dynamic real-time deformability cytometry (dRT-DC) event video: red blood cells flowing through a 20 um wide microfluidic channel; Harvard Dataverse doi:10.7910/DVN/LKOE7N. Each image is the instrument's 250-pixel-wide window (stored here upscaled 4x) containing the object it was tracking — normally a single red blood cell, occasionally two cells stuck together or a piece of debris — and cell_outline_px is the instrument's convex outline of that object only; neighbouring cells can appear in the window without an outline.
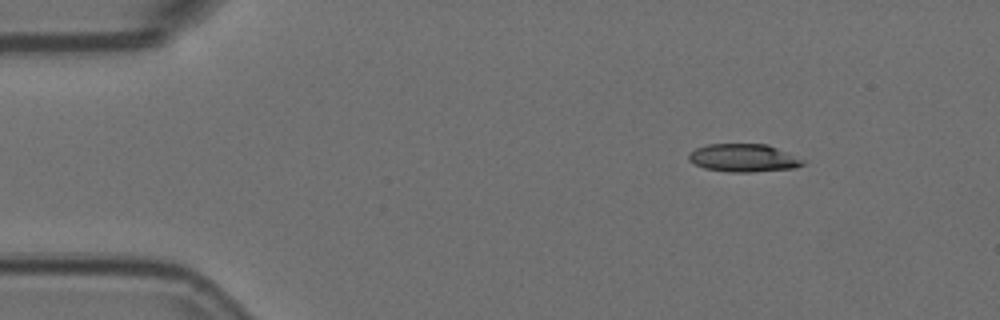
{"species": "Egyptian fruit bat (a non-hibernating species)", "species_latin": "Rousettus aegyptiacus", "temperature_condition": "room temperature", "stored_images_in_passage": 3, "camera_frame_rate_fps": 3000, "um_per_image_px": 0.085, "animal": {"sex": "female"}, "frame": {"image": 1, "passage_image": 1, "time_ms": 0.0, "image_size_px": [1000, 320], "cell_outline_px": [[808, 160], [804, 164], [796, 168], [752, 172], [728, 172], [704, 168], [688, 160], [688, 152], [696, 148], [708, 144], [768, 144]], "centroid_in_image_um": [63.25, 13.42], "position_along_channel_um": 21.8, "area_um2": 18.9}}